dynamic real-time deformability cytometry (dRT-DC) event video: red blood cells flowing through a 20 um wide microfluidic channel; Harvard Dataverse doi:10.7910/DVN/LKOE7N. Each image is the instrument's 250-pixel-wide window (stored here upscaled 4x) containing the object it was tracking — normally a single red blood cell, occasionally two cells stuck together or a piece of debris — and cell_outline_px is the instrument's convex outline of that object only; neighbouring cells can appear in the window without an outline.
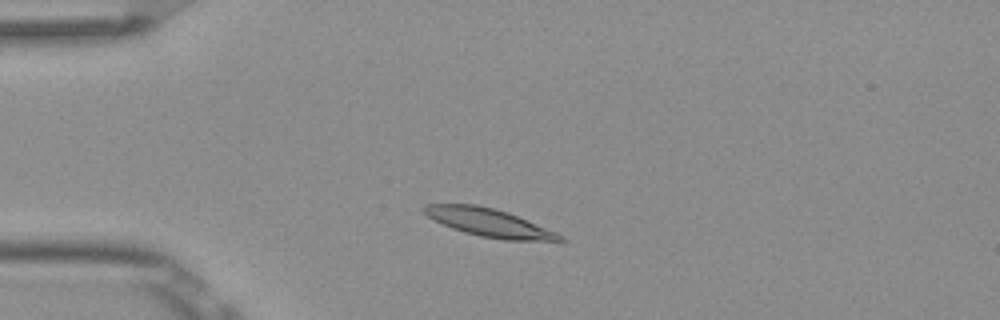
{"species": "Egyptian fruit bat (a non-hibernating species)", "species_latin": "Rousettus aegyptiacus", "temperature_condition": "room temperature", "stored_images_in_passage": 8, "camera_frame_rate_fps": 3000, "um_per_image_px": 0.085, "frame": {"image": 1, "passage_image": 1, "time_ms": 0.0, "image_size_px": [1000, 320], "cell_outline_px": [[568, 240], [504, 240], [480, 236], [464, 232], [452, 228], [428, 216], [420, 208], [424, 204], [476, 204], [508, 212], [556, 232], [564, 236]], "centroid_in_image_um": [41.55, 18.91], "position_along_channel_um": 43.5, "area_um2": 21.91}}
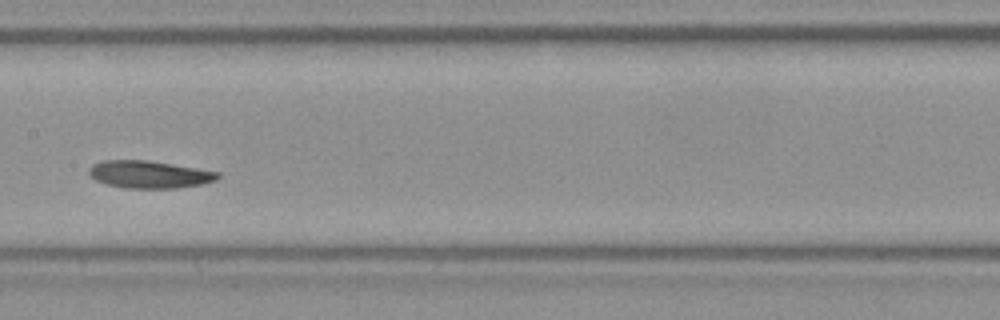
{"frame": {"image": 2, "passage_image": 5, "time_ms": 1.333, "image_size_px": [1000, 320], "cell_outline_px": [[220, 176], [216, 180], [200, 184], [176, 188], [124, 188], [108, 184], [96, 180], [88, 172], [88, 168], [92, 164], [104, 160], [148, 160], [220, 172]], "centroid_in_image_um": [12.68, 14.82], "position_along_channel_um": 194.7, "area_um2": 20.46}}
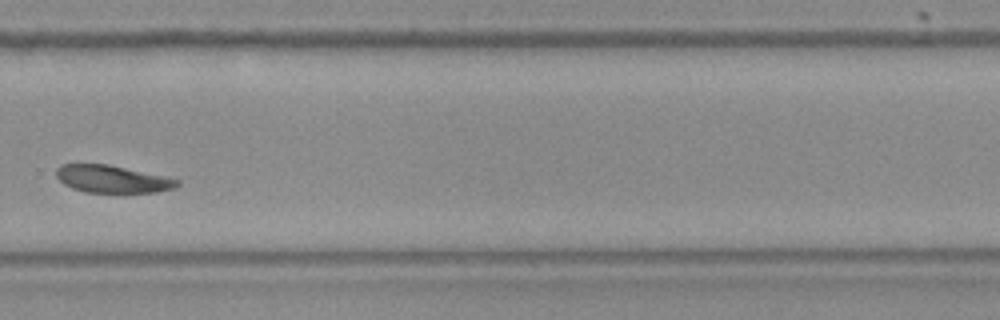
{"frame": {"image": 3, "passage_image": 8, "time_ms": 2.333, "image_size_px": [1000, 320], "cell_outline_px": [[180, 184], [176, 188], [156, 192], [84, 192], [72, 188], [64, 184], [56, 176], [56, 168], [60, 164], [108, 164], [164, 176], [180, 180]], "centroid_in_image_um": [9.54, 15.22], "position_along_channel_um": 320.3, "area_um2": 19.31}}